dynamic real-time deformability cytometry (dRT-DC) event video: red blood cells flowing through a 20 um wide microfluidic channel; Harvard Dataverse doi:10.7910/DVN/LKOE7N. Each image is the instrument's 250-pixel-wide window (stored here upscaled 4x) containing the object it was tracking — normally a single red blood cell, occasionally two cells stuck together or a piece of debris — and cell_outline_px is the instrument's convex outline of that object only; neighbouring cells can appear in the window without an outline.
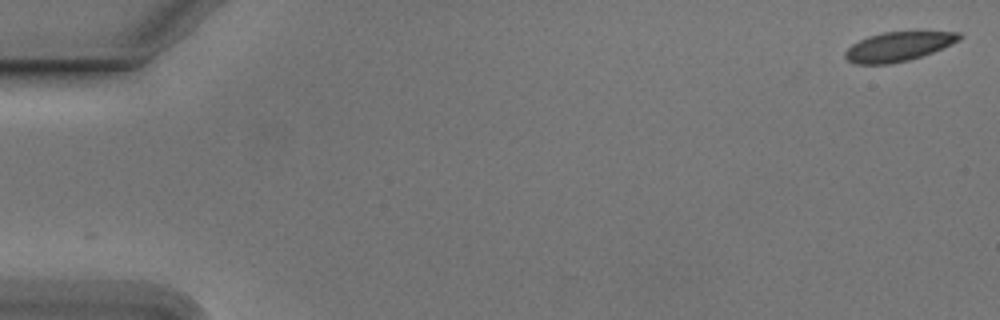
{"species": "Egyptian fruit bat (a non-hibernating species)", "species_latin": "Rousettus aegyptiacus", "temperature_condition": "cold", "stored_images_in_passage": 52, "camera_frame_rate_fps": 3000, "um_per_image_px": 0.085, "animal": {"sex": "male"}, "frame": {"image": 1, "passage_image": 1, "time_ms": 0.0, "image_size_px": [1000, 320], "cell_outline_px": [[964, 36], [932, 52], [908, 60], [892, 64], [856, 64], [848, 60], [844, 56], [844, 52], [852, 44], [868, 36], [884, 32], [960, 32]], "centroid_in_image_um": [76.29, 3.96], "position_along_channel_um": 8.7, "area_um2": 19.07}}
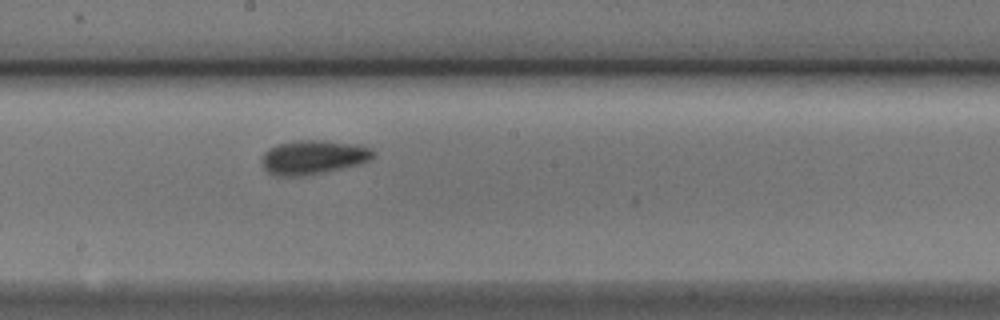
{"frame": {"image": 2, "passage_image": 30, "time_ms": 9.667, "image_size_px": [1000, 320], "cell_outline_px": [[376, 156], [372, 160], [360, 164], [324, 172], [304, 176], [276, 176], [268, 172], [264, 168], [260, 160], [264, 152], [276, 144], [292, 140], [324, 140], [360, 144], [372, 148], [376, 152]], "centroid_in_image_um": [26.66, 13.35], "position_along_channel_um": 221.5, "area_um2": 22.72}}
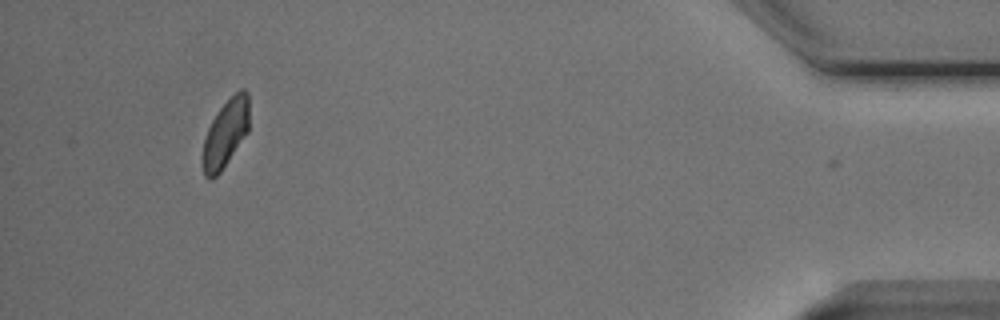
{"frame": {"image": 3, "passage_image": 51, "time_ms": 16.667, "image_size_px": [1000, 320], "cell_outline_px": [[248, 132], [220, 172], [212, 180], [208, 180], [204, 176], [200, 164], [200, 160], [204, 140], [208, 128], [212, 120], [220, 108], [240, 88], [244, 88], [248, 92]], "centroid_in_image_um": [19.13, 11.4], "position_along_channel_um": 416.1, "area_um2": 18.5}, "authors_computed_cell_mechanics": {"area_um2": 20.23, "velocity_mm_per_s": 3.7525, "shape_relaxation_time_tau1_ms": 3.4803, "shape_relaxation_time_tau2_ms": 2.142, "deformation_change_tau1": 0.0876, "deformation_change_tau2": 0.0491}}